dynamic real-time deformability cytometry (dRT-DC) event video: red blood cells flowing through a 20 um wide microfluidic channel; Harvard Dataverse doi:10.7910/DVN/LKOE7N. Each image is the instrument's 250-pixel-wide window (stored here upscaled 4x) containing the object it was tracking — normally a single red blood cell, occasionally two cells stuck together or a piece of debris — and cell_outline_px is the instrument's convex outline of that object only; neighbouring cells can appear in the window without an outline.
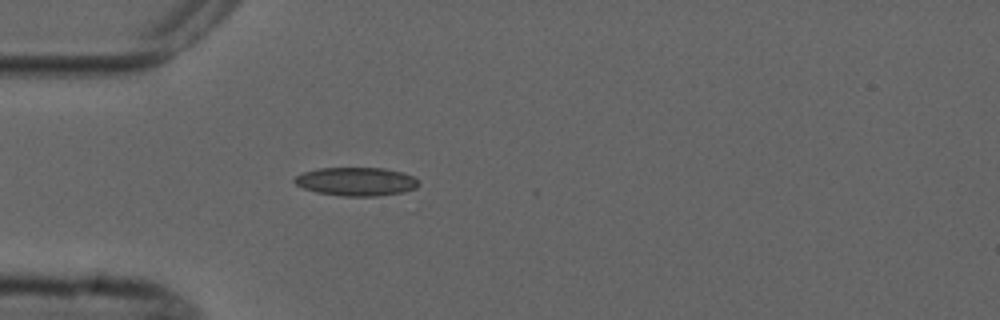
{"species": "common noctule bat (a hibernating species)", "species_latin": "Nyctalus noctula", "temperature_condition": "cold", "stored_images_in_passage": 3, "camera_frame_rate_fps": 3000, "um_per_image_px": 0.085, "animal": {"sex": "male", "forearm_length_mm": 52.5}, "frame": {"image": 1, "passage_image": 3, "time_ms": 3.667, "image_size_px": [1000, 320], "cell_outline_px": [[420, 184], [416, 188], [404, 192], [376, 196], [344, 196], [316, 192], [304, 188], [296, 184], [292, 180], [296, 176], [304, 172], [320, 168], [384, 168], [400, 172], [412, 176], [420, 180]], "centroid_in_image_um": [30.3, 15.43], "position_along_channel_um": 54.7, "area_um2": 20.58}}